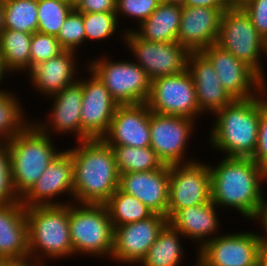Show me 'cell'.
I'll list each match as a JSON object with an SVG mask.
<instances>
[{
    "mask_svg": "<svg viewBox=\"0 0 267 266\" xmlns=\"http://www.w3.org/2000/svg\"><path fill=\"white\" fill-rule=\"evenodd\" d=\"M258 266H267V245L261 244L258 254Z\"/></svg>",
    "mask_w": 267,
    "mask_h": 266,
    "instance_id": "obj_44",
    "label": "cell"
},
{
    "mask_svg": "<svg viewBox=\"0 0 267 266\" xmlns=\"http://www.w3.org/2000/svg\"><path fill=\"white\" fill-rule=\"evenodd\" d=\"M181 15L182 5L161 2L145 21L137 25V29L123 31L132 30L142 40L174 42L177 41Z\"/></svg>",
    "mask_w": 267,
    "mask_h": 266,
    "instance_id": "obj_26",
    "label": "cell"
},
{
    "mask_svg": "<svg viewBox=\"0 0 267 266\" xmlns=\"http://www.w3.org/2000/svg\"><path fill=\"white\" fill-rule=\"evenodd\" d=\"M73 160L68 150L61 151L46 167L44 173L20 199L25 207L63 205L73 202ZM66 194L67 201H58ZM69 194V195H68ZM53 198H57L54 200ZM57 201V202H56Z\"/></svg>",
    "mask_w": 267,
    "mask_h": 266,
    "instance_id": "obj_17",
    "label": "cell"
},
{
    "mask_svg": "<svg viewBox=\"0 0 267 266\" xmlns=\"http://www.w3.org/2000/svg\"><path fill=\"white\" fill-rule=\"evenodd\" d=\"M32 34L3 29L0 34V53L6 69L11 73L27 74L30 71V46Z\"/></svg>",
    "mask_w": 267,
    "mask_h": 266,
    "instance_id": "obj_28",
    "label": "cell"
},
{
    "mask_svg": "<svg viewBox=\"0 0 267 266\" xmlns=\"http://www.w3.org/2000/svg\"><path fill=\"white\" fill-rule=\"evenodd\" d=\"M6 266H39V265H34V264H11V265H6Z\"/></svg>",
    "mask_w": 267,
    "mask_h": 266,
    "instance_id": "obj_51",
    "label": "cell"
},
{
    "mask_svg": "<svg viewBox=\"0 0 267 266\" xmlns=\"http://www.w3.org/2000/svg\"><path fill=\"white\" fill-rule=\"evenodd\" d=\"M216 44L250 66L260 76L263 89L267 90L262 60L264 39L241 6H234L222 13Z\"/></svg>",
    "mask_w": 267,
    "mask_h": 266,
    "instance_id": "obj_7",
    "label": "cell"
},
{
    "mask_svg": "<svg viewBox=\"0 0 267 266\" xmlns=\"http://www.w3.org/2000/svg\"><path fill=\"white\" fill-rule=\"evenodd\" d=\"M83 89L77 80L72 85L65 87L61 92L49 97L53 100L49 116L46 121L34 122L44 133L51 137L56 133L75 135L76 141L89 140L81 130V106ZM42 121V122H41ZM50 131V132H49ZM52 133V134H51Z\"/></svg>",
    "mask_w": 267,
    "mask_h": 266,
    "instance_id": "obj_18",
    "label": "cell"
},
{
    "mask_svg": "<svg viewBox=\"0 0 267 266\" xmlns=\"http://www.w3.org/2000/svg\"><path fill=\"white\" fill-rule=\"evenodd\" d=\"M161 2L184 5L186 0H161Z\"/></svg>",
    "mask_w": 267,
    "mask_h": 266,
    "instance_id": "obj_47",
    "label": "cell"
},
{
    "mask_svg": "<svg viewBox=\"0 0 267 266\" xmlns=\"http://www.w3.org/2000/svg\"><path fill=\"white\" fill-rule=\"evenodd\" d=\"M20 201L12 184L11 160L7 143H0V205Z\"/></svg>",
    "mask_w": 267,
    "mask_h": 266,
    "instance_id": "obj_38",
    "label": "cell"
},
{
    "mask_svg": "<svg viewBox=\"0 0 267 266\" xmlns=\"http://www.w3.org/2000/svg\"><path fill=\"white\" fill-rule=\"evenodd\" d=\"M260 246L257 231L219 234L197 251L195 266H258Z\"/></svg>",
    "mask_w": 267,
    "mask_h": 266,
    "instance_id": "obj_12",
    "label": "cell"
},
{
    "mask_svg": "<svg viewBox=\"0 0 267 266\" xmlns=\"http://www.w3.org/2000/svg\"><path fill=\"white\" fill-rule=\"evenodd\" d=\"M86 42L108 40L119 29L116 12L82 13Z\"/></svg>",
    "mask_w": 267,
    "mask_h": 266,
    "instance_id": "obj_34",
    "label": "cell"
},
{
    "mask_svg": "<svg viewBox=\"0 0 267 266\" xmlns=\"http://www.w3.org/2000/svg\"><path fill=\"white\" fill-rule=\"evenodd\" d=\"M74 8L60 0H38L37 32L57 37L67 16Z\"/></svg>",
    "mask_w": 267,
    "mask_h": 266,
    "instance_id": "obj_33",
    "label": "cell"
},
{
    "mask_svg": "<svg viewBox=\"0 0 267 266\" xmlns=\"http://www.w3.org/2000/svg\"><path fill=\"white\" fill-rule=\"evenodd\" d=\"M82 0H70V5L75 8Z\"/></svg>",
    "mask_w": 267,
    "mask_h": 266,
    "instance_id": "obj_49",
    "label": "cell"
},
{
    "mask_svg": "<svg viewBox=\"0 0 267 266\" xmlns=\"http://www.w3.org/2000/svg\"><path fill=\"white\" fill-rule=\"evenodd\" d=\"M64 49L55 36L34 32L30 46V70L50 58L58 56Z\"/></svg>",
    "mask_w": 267,
    "mask_h": 266,
    "instance_id": "obj_36",
    "label": "cell"
},
{
    "mask_svg": "<svg viewBox=\"0 0 267 266\" xmlns=\"http://www.w3.org/2000/svg\"><path fill=\"white\" fill-rule=\"evenodd\" d=\"M167 223V216L154 213L147 219L114 227L111 261L139 265Z\"/></svg>",
    "mask_w": 267,
    "mask_h": 266,
    "instance_id": "obj_14",
    "label": "cell"
},
{
    "mask_svg": "<svg viewBox=\"0 0 267 266\" xmlns=\"http://www.w3.org/2000/svg\"><path fill=\"white\" fill-rule=\"evenodd\" d=\"M120 35L125 47L152 81L162 76H172L187 70L190 52L177 41L153 42L142 40L132 30Z\"/></svg>",
    "mask_w": 267,
    "mask_h": 266,
    "instance_id": "obj_9",
    "label": "cell"
},
{
    "mask_svg": "<svg viewBox=\"0 0 267 266\" xmlns=\"http://www.w3.org/2000/svg\"><path fill=\"white\" fill-rule=\"evenodd\" d=\"M221 16L217 8L182 6L177 42L189 52H201L215 44Z\"/></svg>",
    "mask_w": 267,
    "mask_h": 266,
    "instance_id": "obj_22",
    "label": "cell"
},
{
    "mask_svg": "<svg viewBox=\"0 0 267 266\" xmlns=\"http://www.w3.org/2000/svg\"><path fill=\"white\" fill-rule=\"evenodd\" d=\"M69 231L73 256L111 259L114 226L104 204L69 203Z\"/></svg>",
    "mask_w": 267,
    "mask_h": 266,
    "instance_id": "obj_6",
    "label": "cell"
},
{
    "mask_svg": "<svg viewBox=\"0 0 267 266\" xmlns=\"http://www.w3.org/2000/svg\"><path fill=\"white\" fill-rule=\"evenodd\" d=\"M209 169L211 201L219 209H234L252 221L265 199L262 187L267 172L251 158L224 156L216 166L209 164Z\"/></svg>",
    "mask_w": 267,
    "mask_h": 266,
    "instance_id": "obj_1",
    "label": "cell"
},
{
    "mask_svg": "<svg viewBox=\"0 0 267 266\" xmlns=\"http://www.w3.org/2000/svg\"><path fill=\"white\" fill-rule=\"evenodd\" d=\"M201 53L211 62L221 85L233 99H249L264 90L260 76L250 66L216 43Z\"/></svg>",
    "mask_w": 267,
    "mask_h": 266,
    "instance_id": "obj_16",
    "label": "cell"
},
{
    "mask_svg": "<svg viewBox=\"0 0 267 266\" xmlns=\"http://www.w3.org/2000/svg\"><path fill=\"white\" fill-rule=\"evenodd\" d=\"M77 52L64 50L58 56L34 66L26 75L40 96L49 97L61 92L78 80ZM78 71V72H76ZM77 76V77H76Z\"/></svg>",
    "mask_w": 267,
    "mask_h": 266,
    "instance_id": "obj_24",
    "label": "cell"
},
{
    "mask_svg": "<svg viewBox=\"0 0 267 266\" xmlns=\"http://www.w3.org/2000/svg\"><path fill=\"white\" fill-rule=\"evenodd\" d=\"M195 125L197 121L191 118L150 112V147L166 165L194 162L196 158L185 155Z\"/></svg>",
    "mask_w": 267,
    "mask_h": 266,
    "instance_id": "obj_11",
    "label": "cell"
},
{
    "mask_svg": "<svg viewBox=\"0 0 267 266\" xmlns=\"http://www.w3.org/2000/svg\"><path fill=\"white\" fill-rule=\"evenodd\" d=\"M25 212L30 264L46 266L50 259L72 258L69 204L25 207Z\"/></svg>",
    "mask_w": 267,
    "mask_h": 266,
    "instance_id": "obj_4",
    "label": "cell"
},
{
    "mask_svg": "<svg viewBox=\"0 0 267 266\" xmlns=\"http://www.w3.org/2000/svg\"><path fill=\"white\" fill-rule=\"evenodd\" d=\"M97 58V59H96ZM87 62L118 105L147 103L151 80L134 61L111 60L106 55Z\"/></svg>",
    "mask_w": 267,
    "mask_h": 266,
    "instance_id": "obj_8",
    "label": "cell"
},
{
    "mask_svg": "<svg viewBox=\"0 0 267 266\" xmlns=\"http://www.w3.org/2000/svg\"><path fill=\"white\" fill-rule=\"evenodd\" d=\"M187 70L194 82L199 110L204 115H212L234 100L221 85L211 62L201 52H190Z\"/></svg>",
    "mask_w": 267,
    "mask_h": 266,
    "instance_id": "obj_23",
    "label": "cell"
},
{
    "mask_svg": "<svg viewBox=\"0 0 267 266\" xmlns=\"http://www.w3.org/2000/svg\"><path fill=\"white\" fill-rule=\"evenodd\" d=\"M256 220L258 221V223H261L260 224V225H262L261 228H263V231L266 232L264 234L258 233L261 244L267 245V200H266V197H265L263 203L261 204L256 217L253 219V222L254 221L256 222Z\"/></svg>",
    "mask_w": 267,
    "mask_h": 266,
    "instance_id": "obj_43",
    "label": "cell"
},
{
    "mask_svg": "<svg viewBox=\"0 0 267 266\" xmlns=\"http://www.w3.org/2000/svg\"><path fill=\"white\" fill-rule=\"evenodd\" d=\"M53 137L32 122L7 142L14 191L21 199L44 173L48 164L62 151Z\"/></svg>",
    "mask_w": 267,
    "mask_h": 266,
    "instance_id": "obj_5",
    "label": "cell"
},
{
    "mask_svg": "<svg viewBox=\"0 0 267 266\" xmlns=\"http://www.w3.org/2000/svg\"><path fill=\"white\" fill-rule=\"evenodd\" d=\"M10 72L6 69L5 67V64H4V61H3V57H2V54L0 53V87L2 85L1 82L4 81V79L6 78V74H9ZM0 90H5V89H1Z\"/></svg>",
    "mask_w": 267,
    "mask_h": 266,
    "instance_id": "obj_45",
    "label": "cell"
},
{
    "mask_svg": "<svg viewBox=\"0 0 267 266\" xmlns=\"http://www.w3.org/2000/svg\"><path fill=\"white\" fill-rule=\"evenodd\" d=\"M151 112L200 120L196 89L188 70L172 76H162L151 81L147 101Z\"/></svg>",
    "mask_w": 267,
    "mask_h": 266,
    "instance_id": "obj_10",
    "label": "cell"
},
{
    "mask_svg": "<svg viewBox=\"0 0 267 266\" xmlns=\"http://www.w3.org/2000/svg\"><path fill=\"white\" fill-rule=\"evenodd\" d=\"M73 160V203L104 204L119 186L113 149L103 139L78 141Z\"/></svg>",
    "mask_w": 267,
    "mask_h": 266,
    "instance_id": "obj_2",
    "label": "cell"
},
{
    "mask_svg": "<svg viewBox=\"0 0 267 266\" xmlns=\"http://www.w3.org/2000/svg\"><path fill=\"white\" fill-rule=\"evenodd\" d=\"M213 117L208 141L214 151L224 157L251 158L258 141L259 95L234 99Z\"/></svg>",
    "mask_w": 267,
    "mask_h": 266,
    "instance_id": "obj_3",
    "label": "cell"
},
{
    "mask_svg": "<svg viewBox=\"0 0 267 266\" xmlns=\"http://www.w3.org/2000/svg\"><path fill=\"white\" fill-rule=\"evenodd\" d=\"M241 7L250 16L259 35L267 37V0H247Z\"/></svg>",
    "mask_w": 267,
    "mask_h": 266,
    "instance_id": "obj_40",
    "label": "cell"
},
{
    "mask_svg": "<svg viewBox=\"0 0 267 266\" xmlns=\"http://www.w3.org/2000/svg\"><path fill=\"white\" fill-rule=\"evenodd\" d=\"M113 226H121L149 218L154 212L136 197L119 188L104 203Z\"/></svg>",
    "mask_w": 267,
    "mask_h": 266,
    "instance_id": "obj_29",
    "label": "cell"
},
{
    "mask_svg": "<svg viewBox=\"0 0 267 266\" xmlns=\"http://www.w3.org/2000/svg\"><path fill=\"white\" fill-rule=\"evenodd\" d=\"M185 237L169 223L160 231L139 266H180L184 260L182 240Z\"/></svg>",
    "mask_w": 267,
    "mask_h": 266,
    "instance_id": "obj_27",
    "label": "cell"
},
{
    "mask_svg": "<svg viewBox=\"0 0 267 266\" xmlns=\"http://www.w3.org/2000/svg\"><path fill=\"white\" fill-rule=\"evenodd\" d=\"M182 6L217 8L222 13L234 7L230 0H186Z\"/></svg>",
    "mask_w": 267,
    "mask_h": 266,
    "instance_id": "obj_42",
    "label": "cell"
},
{
    "mask_svg": "<svg viewBox=\"0 0 267 266\" xmlns=\"http://www.w3.org/2000/svg\"><path fill=\"white\" fill-rule=\"evenodd\" d=\"M64 50L77 52L86 43L83 14L75 8L69 13L56 37Z\"/></svg>",
    "mask_w": 267,
    "mask_h": 266,
    "instance_id": "obj_35",
    "label": "cell"
},
{
    "mask_svg": "<svg viewBox=\"0 0 267 266\" xmlns=\"http://www.w3.org/2000/svg\"><path fill=\"white\" fill-rule=\"evenodd\" d=\"M119 174L153 171L165 164L150 147L111 146Z\"/></svg>",
    "mask_w": 267,
    "mask_h": 266,
    "instance_id": "obj_31",
    "label": "cell"
},
{
    "mask_svg": "<svg viewBox=\"0 0 267 266\" xmlns=\"http://www.w3.org/2000/svg\"><path fill=\"white\" fill-rule=\"evenodd\" d=\"M264 56L267 59V37L264 39Z\"/></svg>",
    "mask_w": 267,
    "mask_h": 266,
    "instance_id": "obj_50",
    "label": "cell"
},
{
    "mask_svg": "<svg viewBox=\"0 0 267 266\" xmlns=\"http://www.w3.org/2000/svg\"><path fill=\"white\" fill-rule=\"evenodd\" d=\"M0 263L29 264L28 223L21 200L0 205Z\"/></svg>",
    "mask_w": 267,
    "mask_h": 266,
    "instance_id": "obj_20",
    "label": "cell"
},
{
    "mask_svg": "<svg viewBox=\"0 0 267 266\" xmlns=\"http://www.w3.org/2000/svg\"><path fill=\"white\" fill-rule=\"evenodd\" d=\"M217 209L220 210L212 201L204 205L179 209L168 219V223L185 239H193L194 243H197L195 247L197 252L220 232Z\"/></svg>",
    "mask_w": 267,
    "mask_h": 266,
    "instance_id": "obj_25",
    "label": "cell"
},
{
    "mask_svg": "<svg viewBox=\"0 0 267 266\" xmlns=\"http://www.w3.org/2000/svg\"><path fill=\"white\" fill-rule=\"evenodd\" d=\"M231 3L234 5V6H241L243 5L247 0H230Z\"/></svg>",
    "mask_w": 267,
    "mask_h": 266,
    "instance_id": "obj_48",
    "label": "cell"
},
{
    "mask_svg": "<svg viewBox=\"0 0 267 266\" xmlns=\"http://www.w3.org/2000/svg\"><path fill=\"white\" fill-rule=\"evenodd\" d=\"M251 159L267 171V90L259 94L258 141Z\"/></svg>",
    "mask_w": 267,
    "mask_h": 266,
    "instance_id": "obj_39",
    "label": "cell"
},
{
    "mask_svg": "<svg viewBox=\"0 0 267 266\" xmlns=\"http://www.w3.org/2000/svg\"><path fill=\"white\" fill-rule=\"evenodd\" d=\"M211 201V175L208 163L196 160L170 165L167 218L179 209Z\"/></svg>",
    "mask_w": 267,
    "mask_h": 266,
    "instance_id": "obj_13",
    "label": "cell"
},
{
    "mask_svg": "<svg viewBox=\"0 0 267 266\" xmlns=\"http://www.w3.org/2000/svg\"><path fill=\"white\" fill-rule=\"evenodd\" d=\"M150 112L147 103L118 105L102 139L110 146H150Z\"/></svg>",
    "mask_w": 267,
    "mask_h": 266,
    "instance_id": "obj_19",
    "label": "cell"
},
{
    "mask_svg": "<svg viewBox=\"0 0 267 266\" xmlns=\"http://www.w3.org/2000/svg\"><path fill=\"white\" fill-rule=\"evenodd\" d=\"M60 1H64V2H66L68 4H70V0H60Z\"/></svg>",
    "mask_w": 267,
    "mask_h": 266,
    "instance_id": "obj_52",
    "label": "cell"
},
{
    "mask_svg": "<svg viewBox=\"0 0 267 266\" xmlns=\"http://www.w3.org/2000/svg\"><path fill=\"white\" fill-rule=\"evenodd\" d=\"M85 72L89 73L86 78H78L83 89L81 130L89 139H102L109 130L118 103L91 70L86 67Z\"/></svg>",
    "mask_w": 267,
    "mask_h": 266,
    "instance_id": "obj_15",
    "label": "cell"
},
{
    "mask_svg": "<svg viewBox=\"0 0 267 266\" xmlns=\"http://www.w3.org/2000/svg\"><path fill=\"white\" fill-rule=\"evenodd\" d=\"M19 99L10 90H0V143H7L32 122Z\"/></svg>",
    "mask_w": 267,
    "mask_h": 266,
    "instance_id": "obj_30",
    "label": "cell"
},
{
    "mask_svg": "<svg viewBox=\"0 0 267 266\" xmlns=\"http://www.w3.org/2000/svg\"><path fill=\"white\" fill-rule=\"evenodd\" d=\"M4 29V3L0 0V34Z\"/></svg>",
    "mask_w": 267,
    "mask_h": 266,
    "instance_id": "obj_46",
    "label": "cell"
},
{
    "mask_svg": "<svg viewBox=\"0 0 267 266\" xmlns=\"http://www.w3.org/2000/svg\"><path fill=\"white\" fill-rule=\"evenodd\" d=\"M4 28L24 33L37 32L38 0H3Z\"/></svg>",
    "mask_w": 267,
    "mask_h": 266,
    "instance_id": "obj_32",
    "label": "cell"
},
{
    "mask_svg": "<svg viewBox=\"0 0 267 266\" xmlns=\"http://www.w3.org/2000/svg\"><path fill=\"white\" fill-rule=\"evenodd\" d=\"M75 9L81 13L116 12V0H82Z\"/></svg>",
    "mask_w": 267,
    "mask_h": 266,
    "instance_id": "obj_41",
    "label": "cell"
},
{
    "mask_svg": "<svg viewBox=\"0 0 267 266\" xmlns=\"http://www.w3.org/2000/svg\"><path fill=\"white\" fill-rule=\"evenodd\" d=\"M161 0H116V15L136 19V25L145 21L159 6Z\"/></svg>",
    "mask_w": 267,
    "mask_h": 266,
    "instance_id": "obj_37",
    "label": "cell"
},
{
    "mask_svg": "<svg viewBox=\"0 0 267 266\" xmlns=\"http://www.w3.org/2000/svg\"><path fill=\"white\" fill-rule=\"evenodd\" d=\"M170 165L153 171L119 174L118 188L141 201L154 213L167 216Z\"/></svg>",
    "mask_w": 267,
    "mask_h": 266,
    "instance_id": "obj_21",
    "label": "cell"
}]
</instances>
